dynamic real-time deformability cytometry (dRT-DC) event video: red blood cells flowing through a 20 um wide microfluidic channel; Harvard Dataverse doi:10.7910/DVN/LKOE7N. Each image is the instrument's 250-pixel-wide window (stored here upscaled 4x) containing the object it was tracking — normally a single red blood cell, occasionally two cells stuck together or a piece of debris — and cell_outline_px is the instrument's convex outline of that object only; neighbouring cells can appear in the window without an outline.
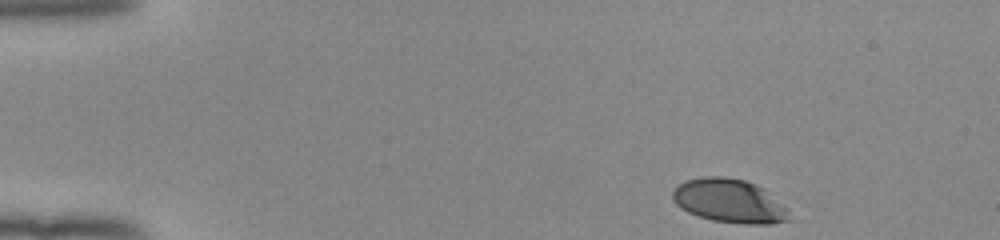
{"species": "human", "species_latin": "Homo sapiens", "temperature_condition": "room temperature", "stored_images_in_passage": 40, "camera_frame_rate_fps": 3000, "um_per_image_px": 0.085, "donor": {"sex": "female"}, "frame": {"image": 1, "passage_image": 1, "time_ms": 0.0, "image_size_px": [1000, 240], "cell_outline_px": [[792, 220], [768, 224], [744, 224], [712, 220], [688, 212], [680, 208], [672, 200], [672, 192], [680, 184], [688, 180], [704, 176], [724, 176], [744, 180], [756, 184], [764, 188], [788, 208]], "centroid_in_image_um": [62.04, 17.08], "position_along_channel_um": 23.0, "area_um2": 29.88}}
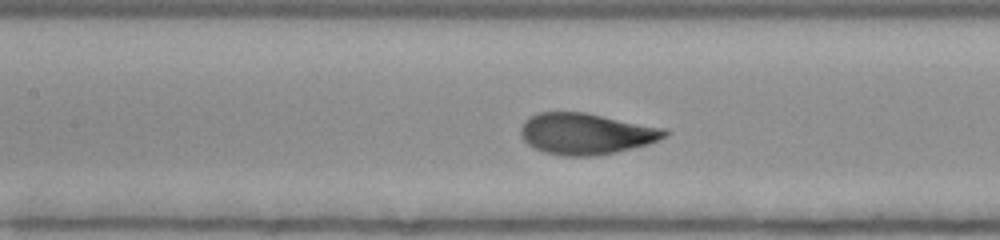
{"frame": {"image": 2, "passage_image": 19, "time_ms": 6.0, "image_size_px": [1000, 240], "cell_outline_px": [[672, 132], [668, 136], [660, 140], [648, 144], [616, 152], [596, 156], [564, 156], [544, 152], [528, 144], [524, 140], [520, 132], [520, 128], [524, 120], [528, 116], [536, 112], [584, 112], [668, 128]], "centroid_in_image_um": [49.86, 11.36], "position_along_channel_um": 157.5, "area_um2": 35.08}}
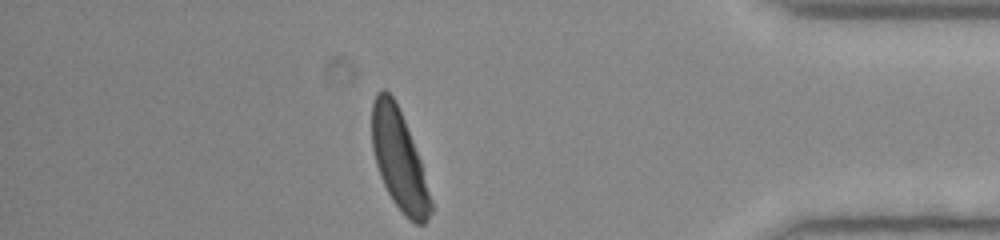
{"frame": {"image": 3, "passage_image": 40, "time_ms": 13.0, "image_size_px": [1000, 240], "cell_outline_px": [[432, 208], [428, 220], [424, 224], [416, 224], [408, 220], [404, 216], [392, 200], [380, 176], [376, 164], [372, 148], [372, 104], [376, 92], [380, 88], [384, 88], [392, 96], [404, 120], [420, 160], [432, 200]], "centroid_in_image_um": [33.91, 13.62], "position_along_channel_um": 401.3, "area_um2": 33.99}, "authors_computed_cell_mechanics": {"area_um2": 34.4488, "velocity_mm_per_s": 3.9495, "shape_relaxation_time_tau1_ms": 2.8486, "shape_relaxation_time_tau2_ms": null, "deformation_change_tau1": 0.1664, "deformation_change_tau2": null}}